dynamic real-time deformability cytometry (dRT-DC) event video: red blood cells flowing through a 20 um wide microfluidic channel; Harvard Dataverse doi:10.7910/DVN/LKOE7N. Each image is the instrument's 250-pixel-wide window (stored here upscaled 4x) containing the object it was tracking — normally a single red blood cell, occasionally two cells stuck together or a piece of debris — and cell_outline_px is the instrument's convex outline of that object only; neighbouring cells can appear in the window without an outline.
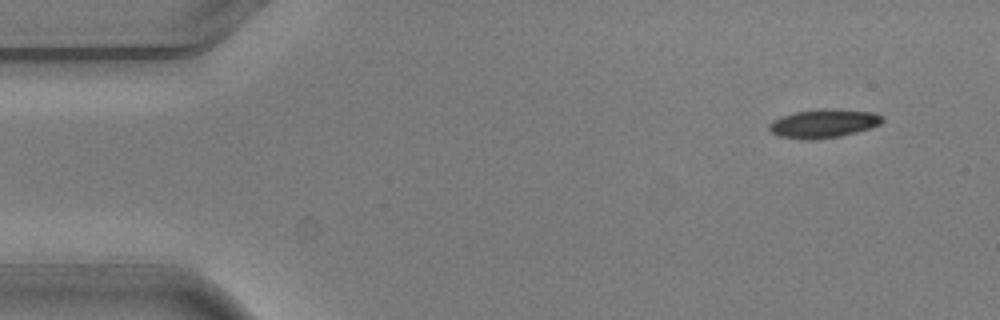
{"species": "common noctule bat (a hibernating species)", "species_latin": "Nyctalus noctula", "temperature_condition": "warm", "stored_images_in_passage": 4, "camera_frame_rate_fps": 3000, "um_per_image_px": 0.085, "animal": {"sex": "male", "body_mass_g": 20.5, "forearm_length_mm": 52.5}, "frame": {"image": 1, "passage_image": 1, "time_ms": 0.0, "image_size_px": [1000, 320], "cell_outline_px": [[884, 120], [880, 124], [872, 128], [840, 136], [812, 140], [800, 140], [780, 136], [772, 132], [768, 128], [768, 124], [772, 120], [780, 116], [796, 112], [820, 108], [832, 108], [876, 112], [884, 116]], "centroid_in_image_um": [70.03, 10.49], "position_along_channel_um": 15.0, "area_um2": 19.31}}